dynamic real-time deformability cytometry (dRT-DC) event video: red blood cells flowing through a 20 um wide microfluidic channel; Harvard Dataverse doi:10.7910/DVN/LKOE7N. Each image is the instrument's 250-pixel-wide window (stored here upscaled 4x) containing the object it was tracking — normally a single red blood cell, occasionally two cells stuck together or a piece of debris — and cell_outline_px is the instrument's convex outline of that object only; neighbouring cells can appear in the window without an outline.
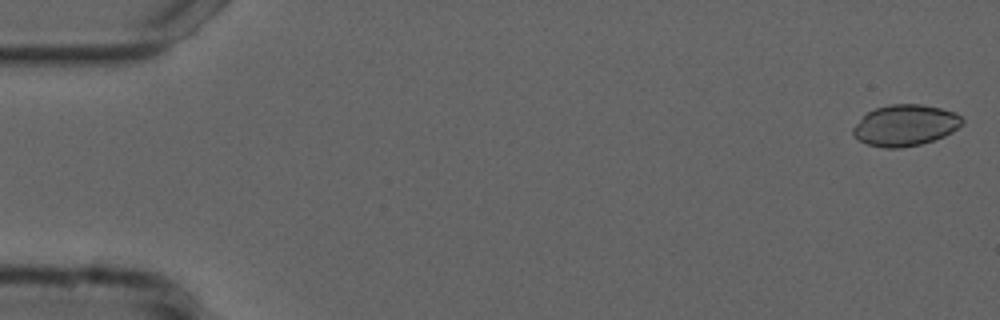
{"species": "common noctule bat (a hibernating species)", "species_latin": "Nyctalus noctula", "temperature_condition": "cold", "stored_images_in_passage": 54, "camera_frame_rate_fps": 3000, "um_per_image_px": 0.085, "animal": {"sex": "male", "forearm_length_mm": 52.5}, "frame": {"image": 1, "passage_image": 1, "time_ms": 0.0, "image_size_px": [1000, 320], "cell_outline_px": [[964, 124], [952, 132], [944, 136], [920, 144], [900, 148], [884, 148], [868, 144], [852, 136], [852, 128], [868, 112], [876, 108], [892, 104], [920, 104], [940, 108], [956, 112], [964, 120]], "centroid_in_image_um": [76.97, 10.65], "position_along_channel_um": 8.0, "area_um2": 26.13}}
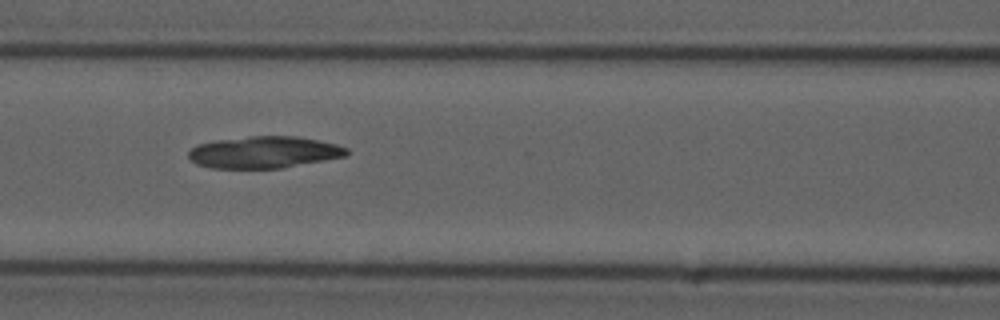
{"frame": {"image": 2, "passage_image": 23, "time_ms": 7.333, "image_size_px": [1000, 320], "cell_outline_px": [[348, 152], [344, 156], [280, 168], [212, 168], [196, 164], [188, 156], [188, 152], [196, 144], [216, 140], [248, 136], [296, 136], [336, 144], [348, 148]], "centroid_in_image_um": [22.39, 12.93], "position_along_channel_um": 144.2, "area_um2": 29.07}}
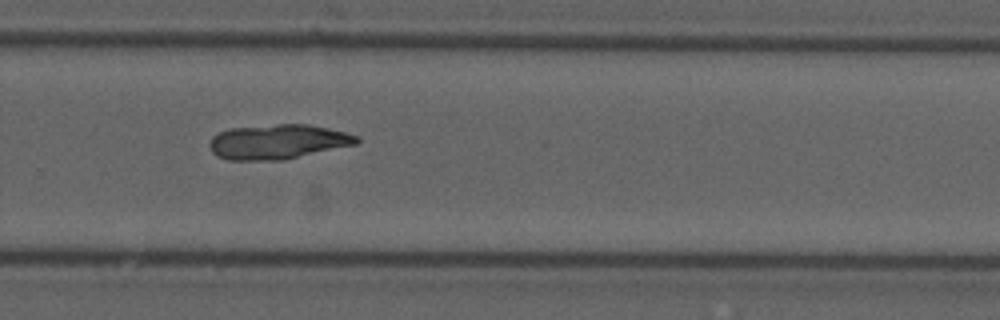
{"frame": {"image": 3, "passage_image": 36, "time_ms": 11.667, "image_size_px": [1000, 320], "cell_outline_px": [[360, 140], [356, 144], [284, 160], [228, 160], [216, 156], [212, 152], [208, 144], [212, 136], [220, 132], [232, 128], [280, 124], [308, 124], [328, 128], [360, 136]], "centroid_in_image_um": [23.61, 12.05], "position_along_channel_um": 306.2, "area_um2": 29.77}}